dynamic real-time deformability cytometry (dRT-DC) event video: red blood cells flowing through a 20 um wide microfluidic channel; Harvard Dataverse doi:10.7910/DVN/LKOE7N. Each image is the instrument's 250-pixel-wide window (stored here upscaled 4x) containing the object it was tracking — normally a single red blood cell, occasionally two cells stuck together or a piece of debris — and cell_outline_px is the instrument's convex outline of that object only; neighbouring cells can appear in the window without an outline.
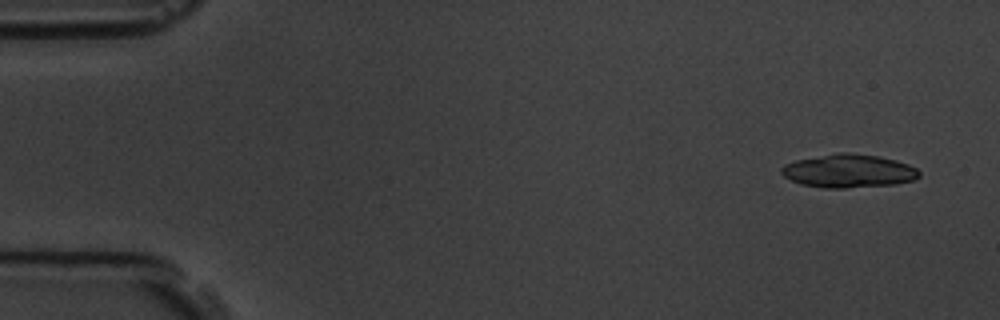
{"species": "common noctule bat (a hibernating species)", "species_latin": "Nyctalus noctula", "temperature_condition": "room temperature", "stored_images_in_passage": 6, "camera_frame_rate_fps": 3000, "um_per_image_px": 0.085, "animal": {"sex": "male", "body_mass_g": 19.5, "forearm_length_mm": 54.6}, "frame": {"image": 1, "passage_image": 1, "time_ms": 0.0, "image_size_px": [1000, 320], "cell_outline_px": [[920, 176], [916, 180], [896, 184], [848, 188], [824, 188], [800, 184], [784, 176], [780, 172], [780, 168], [784, 164], [796, 160], [840, 152], [852, 152], [876, 156], [896, 160], [908, 164], [916, 168], [920, 172]], "centroid_in_image_um": [72.15, 14.54], "position_along_channel_um": 12.9, "area_um2": 26.93}}